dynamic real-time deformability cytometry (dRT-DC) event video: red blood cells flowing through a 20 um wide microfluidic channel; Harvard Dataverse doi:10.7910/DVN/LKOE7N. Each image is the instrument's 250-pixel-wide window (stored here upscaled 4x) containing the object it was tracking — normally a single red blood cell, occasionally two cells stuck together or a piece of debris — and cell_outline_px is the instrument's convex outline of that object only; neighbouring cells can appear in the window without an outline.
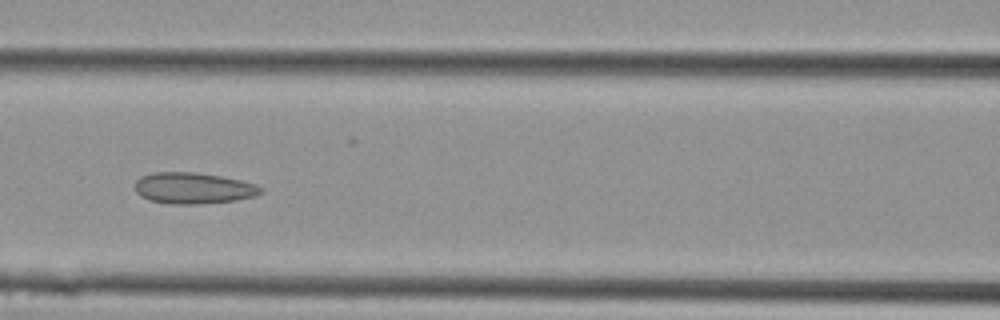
{"species": "Egyptian fruit bat (a non-hibernating species)", "species_latin": "Rousettus aegyptiacus", "temperature_condition": "cold", "stored_images_in_passage": 26, "camera_frame_rate_fps": 3000, "um_per_image_px": 0.085, "animal": {"sex": "female"}, "frame": {"image": 1, "passage_image": 11, "time_ms": 3.333, "image_size_px": [1000, 320], "cell_outline_px": [[264, 192], [256, 196], [236, 200], [192, 204], [172, 204], [148, 200], [140, 196], [136, 192], [136, 180], [140, 176], [152, 172], [196, 172], [220, 176], [240, 180], [256, 184], [264, 188]], "centroid_in_image_um": [16.44, 15.99], "position_along_channel_um": 150.2, "area_um2": 23.0}}
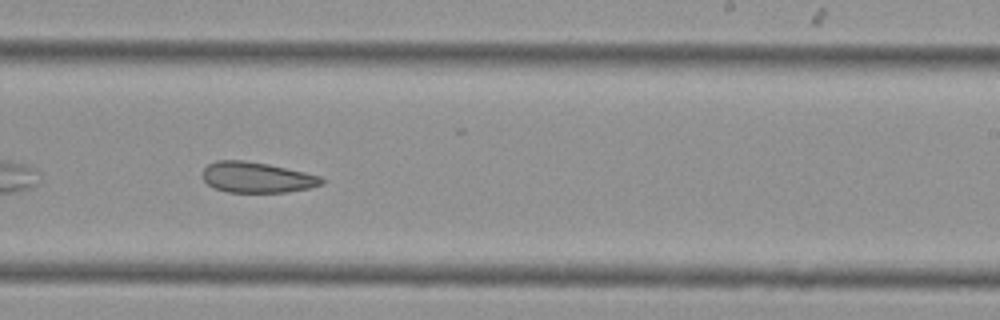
{"frame": {"image": 2, "passage_image": 16, "time_ms": 5.0, "image_size_px": [1000, 320], "cell_outline_px": [[324, 184], [308, 188], [288, 192], [228, 192], [212, 188], [204, 180], [200, 172], [208, 164], [216, 160], [244, 160], [268, 164], [304, 172], [320, 176], [324, 180]], "centroid_in_image_um": [21.79, 15.08], "position_along_channel_um": 267.2, "area_um2": 21.39}}
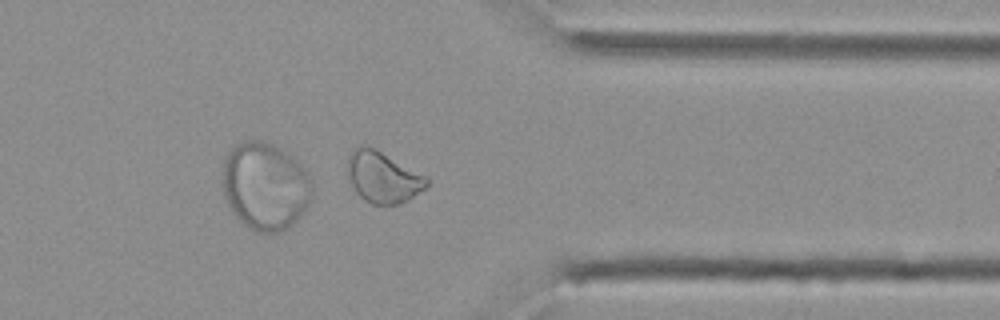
{"frame": {"image": 3, "passage_image": 21, "time_ms": 6.667, "image_size_px": [1000, 320], "cell_outline_px": [[432, 180], [424, 188], [408, 200], [400, 204], [372, 204], [364, 200], [356, 192], [348, 176], [348, 160], [352, 148], [360, 144], [376, 148]], "centroid_in_image_um": [32.54, 15.04], "position_along_channel_um": 378.9, "area_um2": 23.52}}